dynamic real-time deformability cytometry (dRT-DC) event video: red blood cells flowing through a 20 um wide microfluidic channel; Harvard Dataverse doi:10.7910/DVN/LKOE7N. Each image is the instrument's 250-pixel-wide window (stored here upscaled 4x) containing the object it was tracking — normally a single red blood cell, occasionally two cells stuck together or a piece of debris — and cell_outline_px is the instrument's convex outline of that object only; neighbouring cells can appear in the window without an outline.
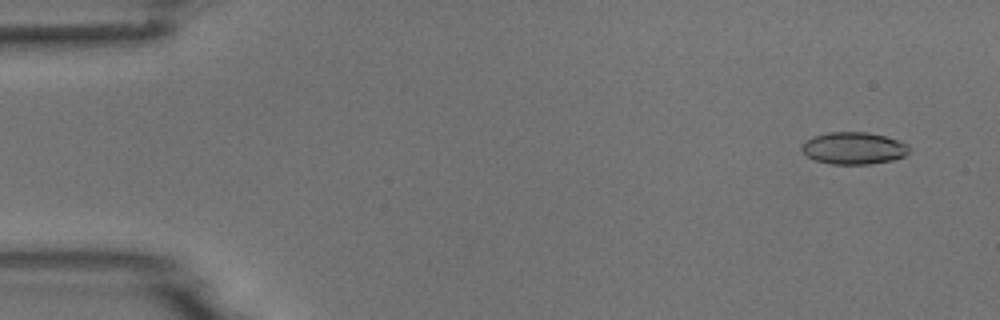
{"species": "common noctule bat (a hibernating species)", "species_latin": "Nyctalus noctula", "temperature_condition": "room temperature", "stored_images_in_passage": 8, "camera_frame_rate_fps": 3000, "um_per_image_px": 0.085, "animal": {"sex": "male", "body_mass_g": 18.8}, "frame": {"image": 1, "passage_image": 1, "time_ms": 0.0, "image_size_px": [1000, 320], "cell_outline_px": [[908, 152], [904, 156], [892, 160], [868, 164], [832, 164], [816, 160], [808, 156], [800, 148], [804, 140], [812, 136], [828, 132], [868, 132], [884, 136], [908, 144]], "centroid_in_image_um": [72.52, 12.59], "position_along_channel_um": 12.5, "area_um2": 20.0}}
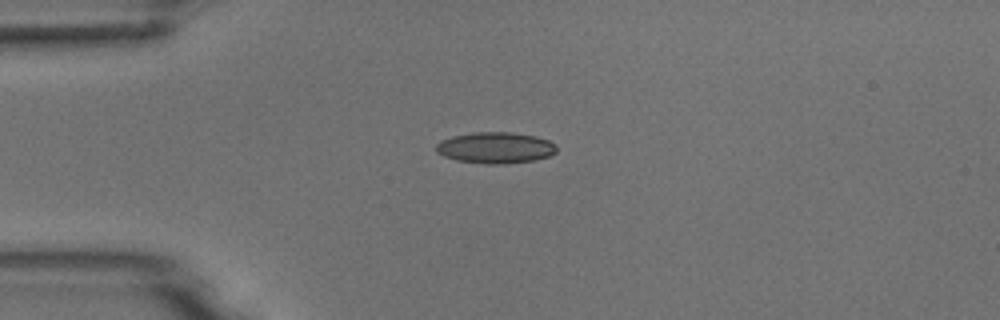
{"frame": {"image": 2, "passage_image": 4, "time_ms": 1.0, "image_size_px": [1000, 320], "cell_outline_px": [[556, 152], [548, 156], [532, 160], [504, 164], [484, 164], [456, 160], [444, 156], [436, 152], [436, 144], [440, 140], [452, 136], [472, 132], [512, 132], [536, 136], [548, 140], [556, 144]], "centroid_in_image_um": [42.09, 12.55], "position_along_channel_um": 42.9, "area_um2": 22.02}}